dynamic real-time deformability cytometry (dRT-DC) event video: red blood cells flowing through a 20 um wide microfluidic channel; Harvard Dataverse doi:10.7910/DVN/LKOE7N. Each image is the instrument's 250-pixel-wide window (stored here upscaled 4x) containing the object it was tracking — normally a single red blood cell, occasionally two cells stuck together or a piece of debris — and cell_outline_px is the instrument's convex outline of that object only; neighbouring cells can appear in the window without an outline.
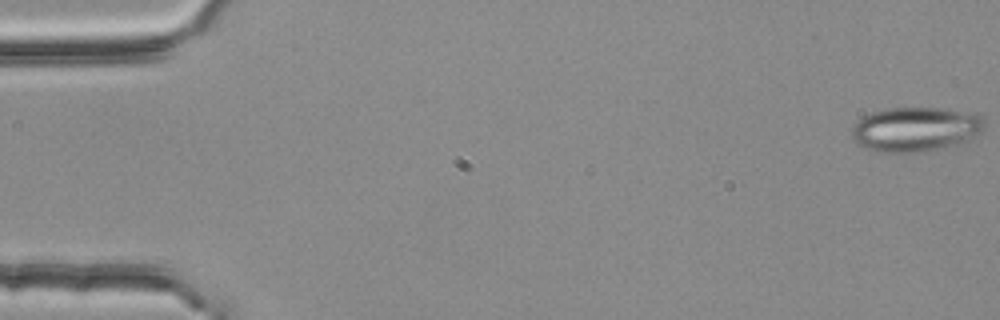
{"species": "common noctule bat (a hibernating species)", "species_latin": "Nyctalus noctula", "temperature_condition": "room temperature", "stored_images_in_passage": 5, "camera_frame_rate_fps": 3000, "um_per_image_px": 0.085, "animal": {"sex": "female", "body_mass_g": 25.1}, "frame": {"image": 1, "passage_image": 1, "time_ms": 0.0, "image_size_px": [1000, 320], "cell_outline_px": [[984, 128], [980, 132], [968, 140], [956, 144], [916, 152], [880, 152], [856, 144], [852, 136], [852, 128], [856, 120], [872, 112], [884, 108], [940, 108], [980, 112], [984, 116]], "centroid_in_image_um": [77.84, 10.95], "position_along_channel_um": 7.2, "area_um2": 34.56}}